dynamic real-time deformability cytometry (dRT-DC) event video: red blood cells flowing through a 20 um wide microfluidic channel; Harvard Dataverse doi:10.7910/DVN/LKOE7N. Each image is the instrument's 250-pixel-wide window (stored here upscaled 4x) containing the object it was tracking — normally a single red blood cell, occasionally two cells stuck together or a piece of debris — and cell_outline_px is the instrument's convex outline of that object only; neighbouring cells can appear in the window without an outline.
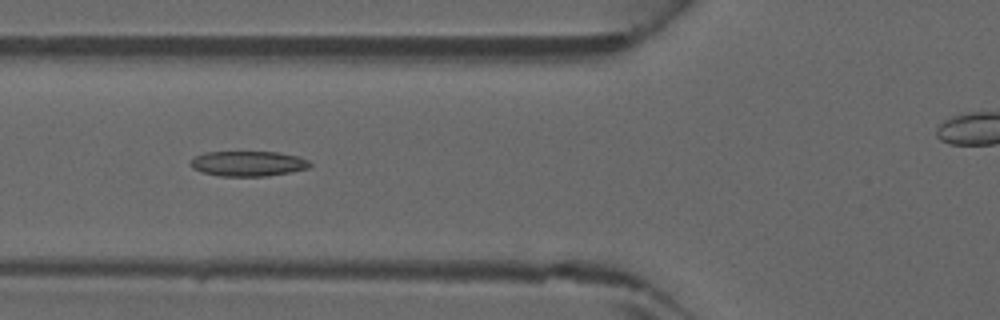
{"species": "common noctule bat (a hibernating species)", "species_latin": "Nyctalus noctula", "temperature_condition": "warm", "stored_images_in_passage": 36, "camera_frame_rate_fps": 3000, "um_per_image_px": 0.085, "animal": {"sex": "male", "forearm_length_mm": 52.5}, "frame": {"image": 1, "passage_image": 13, "time_ms": 4.0, "image_size_px": [1000, 320], "cell_outline_px": [[312, 164], [308, 168], [268, 176], [220, 176], [204, 172], [192, 168], [188, 164], [196, 156], [204, 152], [276, 152], [300, 156], [308, 160]], "centroid_in_image_um": [21.09, 13.9], "position_along_channel_um": 104.7, "area_um2": 17.46}}
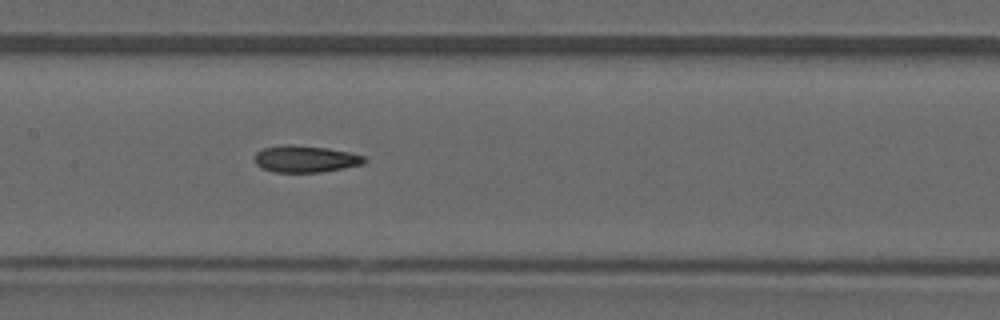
{"frame": {"image": 2, "passage_image": 18, "time_ms": 5.667, "image_size_px": [1000, 320], "cell_outline_px": [[368, 160], [364, 164], [344, 168], [320, 172], [272, 172], [260, 168], [256, 164], [256, 152], [264, 148], [284, 144], [288, 144], [328, 148], [348, 152], [364, 156]], "centroid_in_image_um": [25.97, 13.51], "position_along_channel_um": 181.4, "area_um2": 17.17}}
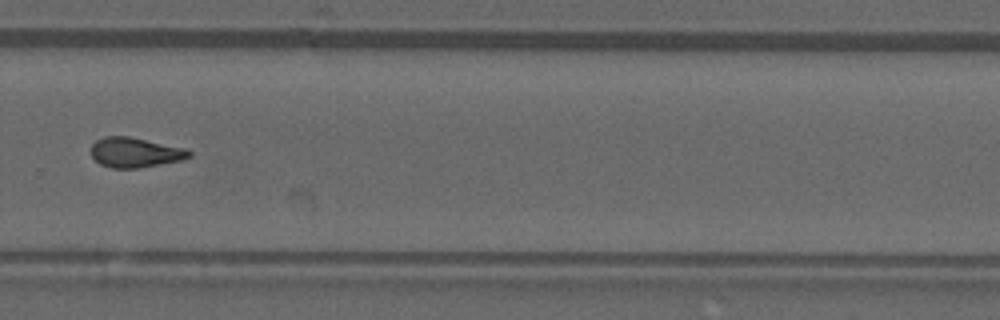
{"frame": {"image": 3, "passage_image": 27, "time_ms": 8.667, "image_size_px": [1000, 320], "cell_outline_px": [[192, 156], [184, 160], [136, 168], [112, 168], [100, 164], [92, 156], [92, 144], [96, 140], [104, 136], [128, 136], [184, 148], [192, 152]], "centroid_in_image_um": [11.49, 12.96], "position_along_channel_um": 318.3, "area_um2": 16.99}}